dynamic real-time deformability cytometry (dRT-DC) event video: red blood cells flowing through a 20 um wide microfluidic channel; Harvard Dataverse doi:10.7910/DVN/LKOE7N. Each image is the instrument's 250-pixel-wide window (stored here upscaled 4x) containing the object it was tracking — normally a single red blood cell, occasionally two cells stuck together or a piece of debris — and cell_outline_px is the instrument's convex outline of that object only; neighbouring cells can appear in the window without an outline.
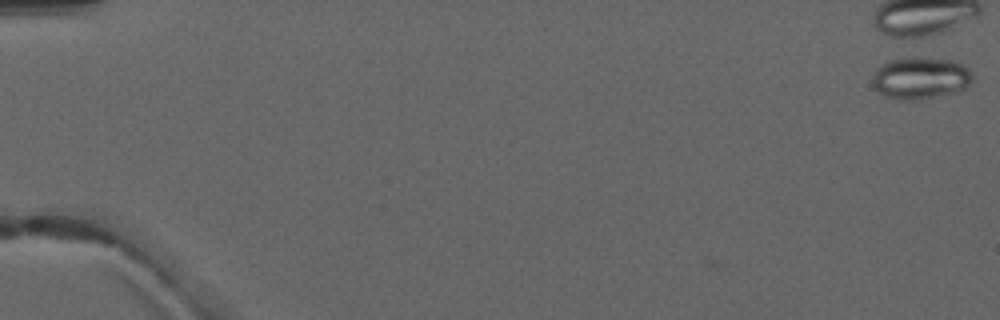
{"species": "common noctule bat (a hibernating species)", "species_latin": "Nyctalus noctula", "temperature_condition": "warm", "stored_images_in_passage": 1, "camera_frame_rate_fps": 3000, "um_per_image_px": 0.085, "animal": {"sex": "male", "forearm_length_mm": 52.5}, "frame": {"image": 1, "passage_image": 1, "time_ms": 0.0, "image_size_px": [1000, 320], "cell_outline_px": [[972, 80], [960, 92], [920, 100], [900, 100], [884, 96], [876, 88], [872, 80], [872, 76], [876, 68], [880, 64], [892, 60], [916, 56], [952, 60], [968, 68], [972, 76]], "centroid_in_image_um": [78.23, 6.64], "position_along_channel_um": 6.8, "area_um2": 24.74}}